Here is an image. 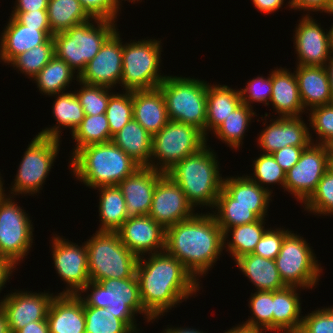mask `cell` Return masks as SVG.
I'll list each match as a JSON object with an SVG mask.
<instances>
[{
  "label": "cell",
  "mask_w": 333,
  "mask_h": 333,
  "mask_svg": "<svg viewBox=\"0 0 333 333\" xmlns=\"http://www.w3.org/2000/svg\"><path fill=\"white\" fill-rule=\"evenodd\" d=\"M136 276L144 309L155 320L196 296L202 288L184 265L166 251L138 257Z\"/></svg>",
  "instance_id": "6da1fadb"
},
{
  "label": "cell",
  "mask_w": 333,
  "mask_h": 333,
  "mask_svg": "<svg viewBox=\"0 0 333 333\" xmlns=\"http://www.w3.org/2000/svg\"><path fill=\"white\" fill-rule=\"evenodd\" d=\"M198 212L166 228L165 238V251L177 258L197 281L212 270L224 250L223 231L214 215L211 211Z\"/></svg>",
  "instance_id": "7a4b0ae2"
},
{
  "label": "cell",
  "mask_w": 333,
  "mask_h": 333,
  "mask_svg": "<svg viewBox=\"0 0 333 333\" xmlns=\"http://www.w3.org/2000/svg\"><path fill=\"white\" fill-rule=\"evenodd\" d=\"M69 159L71 175L91 189L118 185L141 167L112 141L85 146Z\"/></svg>",
  "instance_id": "3957f363"
},
{
  "label": "cell",
  "mask_w": 333,
  "mask_h": 333,
  "mask_svg": "<svg viewBox=\"0 0 333 333\" xmlns=\"http://www.w3.org/2000/svg\"><path fill=\"white\" fill-rule=\"evenodd\" d=\"M214 149L206 144L196 153L177 162L166 174L183 190L194 207L205 206L214 210L217 197L223 187L220 162Z\"/></svg>",
  "instance_id": "277c9868"
},
{
  "label": "cell",
  "mask_w": 333,
  "mask_h": 333,
  "mask_svg": "<svg viewBox=\"0 0 333 333\" xmlns=\"http://www.w3.org/2000/svg\"><path fill=\"white\" fill-rule=\"evenodd\" d=\"M78 295L83 301V306L106 308L115 317L121 319L134 333H140L139 324L135 319L138 314H142L145 318L143 320L147 323L155 321L144 309L141 302L136 273L131 278L126 279L89 281Z\"/></svg>",
  "instance_id": "5b68a950"
},
{
  "label": "cell",
  "mask_w": 333,
  "mask_h": 333,
  "mask_svg": "<svg viewBox=\"0 0 333 333\" xmlns=\"http://www.w3.org/2000/svg\"><path fill=\"white\" fill-rule=\"evenodd\" d=\"M116 22L92 18L64 32L55 33L54 56L64 60L79 76L104 42L118 29Z\"/></svg>",
  "instance_id": "8992f818"
},
{
  "label": "cell",
  "mask_w": 333,
  "mask_h": 333,
  "mask_svg": "<svg viewBox=\"0 0 333 333\" xmlns=\"http://www.w3.org/2000/svg\"><path fill=\"white\" fill-rule=\"evenodd\" d=\"M208 82L167 75L158 86L165 98L169 120L190 124L205 136Z\"/></svg>",
  "instance_id": "52a82bcc"
},
{
  "label": "cell",
  "mask_w": 333,
  "mask_h": 333,
  "mask_svg": "<svg viewBox=\"0 0 333 333\" xmlns=\"http://www.w3.org/2000/svg\"><path fill=\"white\" fill-rule=\"evenodd\" d=\"M85 244L90 281L126 279L136 273L138 257L120 241L117 232L96 231Z\"/></svg>",
  "instance_id": "ba28073f"
},
{
  "label": "cell",
  "mask_w": 333,
  "mask_h": 333,
  "mask_svg": "<svg viewBox=\"0 0 333 333\" xmlns=\"http://www.w3.org/2000/svg\"><path fill=\"white\" fill-rule=\"evenodd\" d=\"M162 39L131 40L124 43L122 56V90H150L157 88L167 77L160 70ZM162 74V75H161Z\"/></svg>",
  "instance_id": "9c48e42d"
},
{
  "label": "cell",
  "mask_w": 333,
  "mask_h": 333,
  "mask_svg": "<svg viewBox=\"0 0 333 333\" xmlns=\"http://www.w3.org/2000/svg\"><path fill=\"white\" fill-rule=\"evenodd\" d=\"M60 144L61 139L36 134L24 152L10 190L5 194H9L8 196L39 194L56 162Z\"/></svg>",
  "instance_id": "30bf717a"
},
{
  "label": "cell",
  "mask_w": 333,
  "mask_h": 333,
  "mask_svg": "<svg viewBox=\"0 0 333 333\" xmlns=\"http://www.w3.org/2000/svg\"><path fill=\"white\" fill-rule=\"evenodd\" d=\"M206 144L207 138L197 127L169 120L152 136L151 168L167 173L177 162L196 153Z\"/></svg>",
  "instance_id": "8fae6325"
},
{
  "label": "cell",
  "mask_w": 333,
  "mask_h": 333,
  "mask_svg": "<svg viewBox=\"0 0 333 333\" xmlns=\"http://www.w3.org/2000/svg\"><path fill=\"white\" fill-rule=\"evenodd\" d=\"M310 245L294 231L290 230L284 236L280 252L274 260L281 279L287 286L312 290L319 285L323 269Z\"/></svg>",
  "instance_id": "7c38bea8"
},
{
  "label": "cell",
  "mask_w": 333,
  "mask_h": 333,
  "mask_svg": "<svg viewBox=\"0 0 333 333\" xmlns=\"http://www.w3.org/2000/svg\"><path fill=\"white\" fill-rule=\"evenodd\" d=\"M14 198L5 194L0 199V256L19 266L34 243V227L29 214Z\"/></svg>",
  "instance_id": "4fadbf2b"
},
{
  "label": "cell",
  "mask_w": 333,
  "mask_h": 333,
  "mask_svg": "<svg viewBox=\"0 0 333 333\" xmlns=\"http://www.w3.org/2000/svg\"><path fill=\"white\" fill-rule=\"evenodd\" d=\"M329 168L326 146L310 143L302 151L299 161L286 172L284 191L303 205L315 192L319 181Z\"/></svg>",
  "instance_id": "5bb4252c"
},
{
  "label": "cell",
  "mask_w": 333,
  "mask_h": 333,
  "mask_svg": "<svg viewBox=\"0 0 333 333\" xmlns=\"http://www.w3.org/2000/svg\"><path fill=\"white\" fill-rule=\"evenodd\" d=\"M53 235L52 260L60 280L66 284L59 294H78L90 281L86 244L78 245L58 234Z\"/></svg>",
  "instance_id": "9a60e30c"
},
{
  "label": "cell",
  "mask_w": 333,
  "mask_h": 333,
  "mask_svg": "<svg viewBox=\"0 0 333 333\" xmlns=\"http://www.w3.org/2000/svg\"><path fill=\"white\" fill-rule=\"evenodd\" d=\"M55 294L15 289L0 298V309L4 312L10 333H16L29 322L47 319L48 310Z\"/></svg>",
  "instance_id": "2e32d148"
},
{
  "label": "cell",
  "mask_w": 333,
  "mask_h": 333,
  "mask_svg": "<svg viewBox=\"0 0 333 333\" xmlns=\"http://www.w3.org/2000/svg\"><path fill=\"white\" fill-rule=\"evenodd\" d=\"M195 211L180 186L163 173L155 187L149 216L166 229L192 218L197 213Z\"/></svg>",
  "instance_id": "e0dca14e"
},
{
  "label": "cell",
  "mask_w": 333,
  "mask_h": 333,
  "mask_svg": "<svg viewBox=\"0 0 333 333\" xmlns=\"http://www.w3.org/2000/svg\"><path fill=\"white\" fill-rule=\"evenodd\" d=\"M264 116L261 120L265 119L263 124L265 128L259 132L256 141L257 147L262 149L261 153L272 154L286 146L307 147L311 143L313 132L303 120V116L302 118L276 116L275 119H270L269 125L266 119L268 114Z\"/></svg>",
  "instance_id": "ac0fdd59"
},
{
  "label": "cell",
  "mask_w": 333,
  "mask_h": 333,
  "mask_svg": "<svg viewBox=\"0 0 333 333\" xmlns=\"http://www.w3.org/2000/svg\"><path fill=\"white\" fill-rule=\"evenodd\" d=\"M117 29L101 46L98 54L86 64L79 81L88 85L112 88L122 79L123 41Z\"/></svg>",
  "instance_id": "d6986e66"
},
{
  "label": "cell",
  "mask_w": 333,
  "mask_h": 333,
  "mask_svg": "<svg viewBox=\"0 0 333 333\" xmlns=\"http://www.w3.org/2000/svg\"><path fill=\"white\" fill-rule=\"evenodd\" d=\"M310 15H302L294 30L293 46L297 54L296 65L323 66L330 58L328 29Z\"/></svg>",
  "instance_id": "ffe728a7"
},
{
  "label": "cell",
  "mask_w": 333,
  "mask_h": 333,
  "mask_svg": "<svg viewBox=\"0 0 333 333\" xmlns=\"http://www.w3.org/2000/svg\"><path fill=\"white\" fill-rule=\"evenodd\" d=\"M116 232L137 257L165 251L166 229L149 215L129 217Z\"/></svg>",
  "instance_id": "44dd1931"
},
{
  "label": "cell",
  "mask_w": 333,
  "mask_h": 333,
  "mask_svg": "<svg viewBox=\"0 0 333 333\" xmlns=\"http://www.w3.org/2000/svg\"><path fill=\"white\" fill-rule=\"evenodd\" d=\"M162 174L151 167H140L117 185L124 196L128 217L149 215L155 187Z\"/></svg>",
  "instance_id": "7402d4cb"
},
{
  "label": "cell",
  "mask_w": 333,
  "mask_h": 333,
  "mask_svg": "<svg viewBox=\"0 0 333 333\" xmlns=\"http://www.w3.org/2000/svg\"><path fill=\"white\" fill-rule=\"evenodd\" d=\"M0 36V62L9 65L18 55L53 37L50 28H32L9 16Z\"/></svg>",
  "instance_id": "603a6c76"
},
{
  "label": "cell",
  "mask_w": 333,
  "mask_h": 333,
  "mask_svg": "<svg viewBox=\"0 0 333 333\" xmlns=\"http://www.w3.org/2000/svg\"><path fill=\"white\" fill-rule=\"evenodd\" d=\"M49 333H85L83 301L78 294L57 293L48 310Z\"/></svg>",
  "instance_id": "cb8c5ba5"
},
{
  "label": "cell",
  "mask_w": 333,
  "mask_h": 333,
  "mask_svg": "<svg viewBox=\"0 0 333 333\" xmlns=\"http://www.w3.org/2000/svg\"><path fill=\"white\" fill-rule=\"evenodd\" d=\"M269 104L279 117H302V114L306 113L295 72L292 73L289 68L281 66L272 70V93Z\"/></svg>",
  "instance_id": "d4e9b609"
},
{
  "label": "cell",
  "mask_w": 333,
  "mask_h": 333,
  "mask_svg": "<svg viewBox=\"0 0 333 333\" xmlns=\"http://www.w3.org/2000/svg\"><path fill=\"white\" fill-rule=\"evenodd\" d=\"M133 119L152 136L169 122L165 98L159 87L133 91Z\"/></svg>",
  "instance_id": "484cf974"
},
{
  "label": "cell",
  "mask_w": 333,
  "mask_h": 333,
  "mask_svg": "<svg viewBox=\"0 0 333 333\" xmlns=\"http://www.w3.org/2000/svg\"><path fill=\"white\" fill-rule=\"evenodd\" d=\"M295 67L300 98L306 112L314 107L333 103L325 67L300 65Z\"/></svg>",
  "instance_id": "4316f807"
},
{
  "label": "cell",
  "mask_w": 333,
  "mask_h": 333,
  "mask_svg": "<svg viewBox=\"0 0 333 333\" xmlns=\"http://www.w3.org/2000/svg\"><path fill=\"white\" fill-rule=\"evenodd\" d=\"M302 289L296 286H287L281 290L273 291L272 331H277L276 333L299 332L303 312L298 292Z\"/></svg>",
  "instance_id": "83f0119b"
},
{
  "label": "cell",
  "mask_w": 333,
  "mask_h": 333,
  "mask_svg": "<svg viewBox=\"0 0 333 333\" xmlns=\"http://www.w3.org/2000/svg\"><path fill=\"white\" fill-rule=\"evenodd\" d=\"M234 262L240 272L255 286V291L273 292L287 287L281 279L275 260L250 253L239 257Z\"/></svg>",
  "instance_id": "f1b7e54d"
},
{
  "label": "cell",
  "mask_w": 333,
  "mask_h": 333,
  "mask_svg": "<svg viewBox=\"0 0 333 333\" xmlns=\"http://www.w3.org/2000/svg\"><path fill=\"white\" fill-rule=\"evenodd\" d=\"M51 96L55 98L52 103V114L56 123L51 127H45L37 135L60 140L63 132L61 130L69 128L72 134L83 121L85 113L74 91Z\"/></svg>",
  "instance_id": "f546056e"
},
{
  "label": "cell",
  "mask_w": 333,
  "mask_h": 333,
  "mask_svg": "<svg viewBox=\"0 0 333 333\" xmlns=\"http://www.w3.org/2000/svg\"><path fill=\"white\" fill-rule=\"evenodd\" d=\"M242 100L239 89L228 85L208 84L205 137L212 132L233 112Z\"/></svg>",
  "instance_id": "4dcf8cb0"
},
{
  "label": "cell",
  "mask_w": 333,
  "mask_h": 333,
  "mask_svg": "<svg viewBox=\"0 0 333 333\" xmlns=\"http://www.w3.org/2000/svg\"><path fill=\"white\" fill-rule=\"evenodd\" d=\"M141 167H151L152 135L130 120L111 140Z\"/></svg>",
  "instance_id": "1f68e13d"
},
{
  "label": "cell",
  "mask_w": 333,
  "mask_h": 333,
  "mask_svg": "<svg viewBox=\"0 0 333 333\" xmlns=\"http://www.w3.org/2000/svg\"><path fill=\"white\" fill-rule=\"evenodd\" d=\"M215 210H211L217 220V224L224 232L226 229L252 223L259 219L267 218L268 207H248L232 205V197L222 188L215 204Z\"/></svg>",
  "instance_id": "d6a6232c"
},
{
  "label": "cell",
  "mask_w": 333,
  "mask_h": 333,
  "mask_svg": "<svg viewBox=\"0 0 333 333\" xmlns=\"http://www.w3.org/2000/svg\"><path fill=\"white\" fill-rule=\"evenodd\" d=\"M99 191V222L96 231L116 232L129 218L124 196L117 185L101 186Z\"/></svg>",
  "instance_id": "836d02e7"
},
{
  "label": "cell",
  "mask_w": 333,
  "mask_h": 333,
  "mask_svg": "<svg viewBox=\"0 0 333 333\" xmlns=\"http://www.w3.org/2000/svg\"><path fill=\"white\" fill-rule=\"evenodd\" d=\"M265 221L266 218L259 219L252 223L228 228L223 232L224 249L230 256L232 255L234 261L243 255L253 253L256 244L268 229L265 228Z\"/></svg>",
  "instance_id": "e575fe53"
},
{
  "label": "cell",
  "mask_w": 333,
  "mask_h": 333,
  "mask_svg": "<svg viewBox=\"0 0 333 333\" xmlns=\"http://www.w3.org/2000/svg\"><path fill=\"white\" fill-rule=\"evenodd\" d=\"M222 188L232 197V205L269 207L272 196L274 197L245 174L240 177L226 176L223 178Z\"/></svg>",
  "instance_id": "d590c367"
},
{
  "label": "cell",
  "mask_w": 333,
  "mask_h": 333,
  "mask_svg": "<svg viewBox=\"0 0 333 333\" xmlns=\"http://www.w3.org/2000/svg\"><path fill=\"white\" fill-rule=\"evenodd\" d=\"M32 80L42 95L51 97L65 92L79 76L64 60L54 56Z\"/></svg>",
  "instance_id": "8d00e7d4"
},
{
  "label": "cell",
  "mask_w": 333,
  "mask_h": 333,
  "mask_svg": "<svg viewBox=\"0 0 333 333\" xmlns=\"http://www.w3.org/2000/svg\"><path fill=\"white\" fill-rule=\"evenodd\" d=\"M254 116L257 117L253 108L242 103L212 133L227 147L240 150Z\"/></svg>",
  "instance_id": "74e56055"
},
{
  "label": "cell",
  "mask_w": 333,
  "mask_h": 333,
  "mask_svg": "<svg viewBox=\"0 0 333 333\" xmlns=\"http://www.w3.org/2000/svg\"><path fill=\"white\" fill-rule=\"evenodd\" d=\"M47 15L53 34L92 19L79 0H48Z\"/></svg>",
  "instance_id": "f35d334b"
},
{
  "label": "cell",
  "mask_w": 333,
  "mask_h": 333,
  "mask_svg": "<svg viewBox=\"0 0 333 333\" xmlns=\"http://www.w3.org/2000/svg\"><path fill=\"white\" fill-rule=\"evenodd\" d=\"M75 147L71 157L81 148L111 141V133L106 114L85 115L81 124L71 134Z\"/></svg>",
  "instance_id": "ab89813d"
},
{
  "label": "cell",
  "mask_w": 333,
  "mask_h": 333,
  "mask_svg": "<svg viewBox=\"0 0 333 333\" xmlns=\"http://www.w3.org/2000/svg\"><path fill=\"white\" fill-rule=\"evenodd\" d=\"M53 57V37H49L43 44L18 55L9 65L32 81Z\"/></svg>",
  "instance_id": "60d3db41"
},
{
  "label": "cell",
  "mask_w": 333,
  "mask_h": 333,
  "mask_svg": "<svg viewBox=\"0 0 333 333\" xmlns=\"http://www.w3.org/2000/svg\"><path fill=\"white\" fill-rule=\"evenodd\" d=\"M250 297L248 306L251 316L240 325L263 332L272 331L273 292L256 291Z\"/></svg>",
  "instance_id": "b9f144b4"
},
{
  "label": "cell",
  "mask_w": 333,
  "mask_h": 333,
  "mask_svg": "<svg viewBox=\"0 0 333 333\" xmlns=\"http://www.w3.org/2000/svg\"><path fill=\"white\" fill-rule=\"evenodd\" d=\"M259 155L253 160V173L246 175L271 194L273 193L270 188L273 187L272 184L280 185L284 189L286 172L279 166L272 154L262 153Z\"/></svg>",
  "instance_id": "7bdbcfd3"
},
{
  "label": "cell",
  "mask_w": 333,
  "mask_h": 333,
  "mask_svg": "<svg viewBox=\"0 0 333 333\" xmlns=\"http://www.w3.org/2000/svg\"><path fill=\"white\" fill-rule=\"evenodd\" d=\"M85 333H134L106 308L84 306Z\"/></svg>",
  "instance_id": "ee69618b"
},
{
  "label": "cell",
  "mask_w": 333,
  "mask_h": 333,
  "mask_svg": "<svg viewBox=\"0 0 333 333\" xmlns=\"http://www.w3.org/2000/svg\"><path fill=\"white\" fill-rule=\"evenodd\" d=\"M123 92V93H122ZM113 92L110 95L106 117L112 137L133 119V91Z\"/></svg>",
  "instance_id": "f6af8a7d"
},
{
  "label": "cell",
  "mask_w": 333,
  "mask_h": 333,
  "mask_svg": "<svg viewBox=\"0 0 333 333\" xmlns=\"http://www.w3.org/2000/svg\"><path fill=\"white\" fill-rule=\"evenodd\" d=\"M315 216L333 215V170L329 168L319 181L317 189L302 206Z\"/></svg>",
  "instance_id": "bcb514c9"
},
{
  "label": "cell",
  "mask_w": 333,
  "mask_h": 333,
  "mask_svg": "<svg viewBox=\"0 0 333 333\" xmlns=\"http://www.w3.org/2000/svg\"><path fill=\"white\" fill-rule=\"evenodd\" d=\"M79 90L75 94L83 108L85 115H99L106 112L112 88L98 85H88L81 81ZM111 91V92H110Z\"/></svg>",
  "instance_id": "7dc6e473"
},
{
  "label": "cell",
  "mask_w": 333,
  "mask_h": 333,
  "mask_svg": "<svg viewBox=\"0 0 333 333\" xmlns=\"http://www.w3.org/2000/svg\"><path fill=\"white\" fill-rule=\"evenodd\" d=\"M309 112V127L318 135L316 140L311 139V143L325 145L333 139V103L314 107Z\"/></svg>",
  "instance_id": "c3c4849f"
},
{
  "label": "cell",
  "mask_w": 333,
  "mask_h": 333,
  "mask_svg": "<svg viewBox=\"0 0 333 333\" xmlns=\"http://www.w3.org/2000/svg\"><path fill=\"white\" fill-rule=\"evenodd\" d=\"M268 75L266 78L262 75L256 76L246 83V87H240V98L243 104L251 108H254L252 106L254 103H263L269 106L272 93V71Z\"/></svg>",
  "instance_id": "681fc988"
},
{
  "label": "cell",
  "mask_w": 333,
  "mask_h": 333,
  "mask_svg": "<svg viewBox=\"0 0 333 333\" xmlns=\"http://www.w3.org/2000/svg\"><path fill=\"white\" fill-rule=\"evenodd\" d=\"M316 309L303 316L298 333H333V305Z\"/></svg>",
  "instance_id": "f907efd6"
},
{
  "label": "cell",
  "mask_w": 333,
  "mask_h": 333,
  "mask_svg": "<svg viewBox=\"0 0 333 333\" xmlns=\"http://www.w3.org/2000/svg\"><path fill=\"white\" fill-rule=\"evenodd\" d=\"M268 228L256 244L252 254L274 260L279 254L284 236L289 232L285 227Z\"/></svg>",
  "instance_id": "816d5d0a"
},
{
  "label": "cell",
  "mask_w": 333,
  "mask_h": 333,
  "mask_svg": "<svg viewBox=\"0 0 333 333\" xmlns=\"http://www.w3.org/2000/svg\"><path fill=\"white\" fill-rule=\"evenodd\" d=\"M92 18L117 21L121 13V3L118 0H79ZM119 12V13H118Z\"/></svg>",
  "instance_id": "f5cc1de1"
},
{
  "label": "cell",
  "mask_w": 333,
  "mask_h": 333,
  "mask_svg": "<svg viewBox=\"0 0 333 333\" xmlns=\"http://www.w3.org/2000/svg\"><path fill=\"white\" fill-rule=\"evenodd\" d=\"M10 16L14 17L19 23L26 25L27 27L50 28L47 9L28 12H12Z\"/></svg>",
  "instance_id": "db71d44e"
},
{
  "label": "cell",
  "mask_w": 333,
  "mask_h": 333,
  "mask_svg": "<svg viewBox=\"0 0 333 333\" xmlns=\"http://www.w3.org/2000/svg\"><path fill=\"white\" fill-rule=\"evenodd\" d=\"M306 147L286 146L274 153L272 156L282 169L289 171L298 161L302 151Z\"/></svg>",
  "instance_id": "11a10c76"
},
{
  "label": "cell",
  "mask_w": 333,
  "mask_h": 333,
  "mask_svg": "<svg viewBox=\"0 0 333 333\" xmlns=\"http://www.w3.org/2000/svg\"><path fill=\"white\" fill-rule=\"evenodd\" d=\"M330 2L331 0H289L286 6L290 8L289 10H303V12L307 11L305 15H310L311 12L320 11V13H326L330 6Z\"/></svg>",
  "instance_id": "9f6ffc18"
},
{
  "label": "cell",
  "mask_w": 333,
  "mask_h": 333,
  "mask_svg": "<svg viewBox=\"0 0 333 333\" xmlns=\"http://www.w3.org/2000/svg\"><path fill=\"white\" fill-rule=\"evenodd\" d=\"M15 6L11 12H28L47 9L48 0H15Z\"/></svg>",
  "instance_id": "6f0895ef"
},
{
  "label": "cell",
  "mask_w": 333,
  "mask_h": 333,
  "mask_svg": "<svg viewBox=\"0 0 333 333\" xmlns=\"http://www.w3.org/2000/svg\"><path fill=\"white\" fill-rule=\"evenodd\" d=\"M17 268L9 258L0 256V293L5 288V284L10 281L14 270ZM8 280V281H7Z\"/></svg>",
  "instance_id": "680465c9"
},
{
  "label": "cell",
  "mask_w": 333,
  "mask_h": 333,
  "mask_svg": "<svg viewBox=\"0 0 333 333\" xmlns=\"http://www.w3.org/2000/svg\"><path fill=\"white\" fill-rule=\"evenodd\" d=\"M255 9L263 14H271L278 11L285 4V0H251Z\"/></svg>",
  "instance_id": "91938a15"
},
{
  "label": "cell",
  "mask_w": 333,
  "mask_h": 333,
  "mask_svg": "<svg viewBox=\"0 0 333 333\" xmlns=\"http://www.w3.org/2000/svg\"><path fill=\"white\" fill-rule=\"evenodd\" d=\"M16 333H49L47 320L29 322Z\"/></svg>",
  "instance_id": "94428289"
},
{
  "label": "cell",
  "mask_w": 333,
  "mask_h": 333,
  "mask_svg": "<svg viewBox=\"0 0 333 333\" xmlns=\"http://www.w3.org/2000/svg\"><path fill=\"white\" fill-rule=\"evenodd\" d=\"M167 325L166 329L164 328L162 331V333H204L201 330H197L195 328H189V327H173V326H169ZM173 327V328H172ZM206 333V332H205Z\"/></svg>",
  "instance_id": "6125c7cd"
},
{
  "label": "cell",
  "mask_w": 333,
  "mask_h": 333,
  "mask_svg": "<svg viewBox=\"0 0 333 333\" xmlns=\"http://www.w3.org/2000/svg\"><path fill=\"white\" fill-rule=\"evenodd\" d=\"M224 333H264V332L258 329L248 328L238 324L228 329L227 331L225 330Z\"/></svg>",
  "instance_id": "be15d7a7"
},
{
  "label": "cell",
  "mask_w": 333,
  "mask_h": 333,
  "mask_svg": "<svg viewBox=\"0 0 333 333\" xmlns=\"http://www.w3.org/2000/svg\"><path fill=\"white\" fill-rule=\"evenodd\" d=\"M325 68L328 73L330 92H331V96L333 99V56H330L329 60L327 61L326 65H325Z\"/></svg>",
  "instance_id": "e7e4bbea"
},
{
  "label": "cell",
  "mask_w": 333,
  "mask_h": 333,
  "mask_svg": "<svg viewBox=\"0 0 333 333\" xmlns=\"http://www.w3.org/2000/svg\"><path fill=\"white\" fill-rule=\"evenodd\" d=\"M0 333H10L7 318L4 312L0 309Z\"/></svg>",
  "instance_id": "03108f58"
},
{
  "label": "cell",
  "mask_w": 333,
  "mask_h": 333,
  "mask_svg": "<svg viewBox=\"0 0 333 333\" xmlns=\"http://www.w3.org/2000/svg\"><path fill=\"white\" fill-rule=\"evenodd\" d=\"M329 28H330L328 31L329 51H330V56H333V23Z\"/></svg>",
  "instance_id": "003e7915"
},
{
  "label": "cell",
  "mask_w": 333,
  "mask_h": 333,
  "mask_svg": "<svg viewBox=\"0 0 333 333\" xmlns=\"http://www.w3.org/2000/svg\"><path fill=\"white\" fill-rule=\"evenodd\" d=\"M325 146L328 152V157L333 158V139L329 140Z\"/></svg>",
  "instance_id": "a7ac6f4b"
},
{
  "label": "cell",
  "mask_w": 333,
  "mask_h": 333,
  "mask_svg": "<svg viewBox=\"0 0 333 333\" xmlns=\"http://www.w3.org/2000/svg\"><path fill=\"white\" fill-rule=\"evenodd\" d=\"M4 179L1 177V173H0V199L5 195V187H3L4 183H3Z\"/></svg>",
  "instance_id": "89a4df30"
},
{
  "label": "cell",
  "mask_w": 333,
  "mask_h": 333,
  "mask_svg": "<svg viewBox=\"0 0 333 333\" xmlns=\"http://www.w3.org/2000/svg\"><path fill=\"white\" fill-rule=\"evenodd\" d=\"M327 14H330V16H333V0L330 2V6L326 12Z\"/></svg>",
  "instance_id": "2644e50d"
},
{
  "label": "cell",
  "mask_w": 333,
  "mask_h": 333,
  "mask_svg": "<svg viewBox=\"0 0 333 333\" xmlns=\"http://www.w3.org/2000/svg\"><path fill=\"white\" fill-rule=\"evenodd\" d=\"M118 1H119L120 3H122L123 0H118ZM125 1H127V2H129V3L131 2V3L134 4L135 2L138 3V1H140V0H124V2H125ZM140 2H142V0H141Z\"/></svg>",
  "instance_id": "8c879c8a"
},
{
  "label": "cell",
  "mask_w": 333,
  "mask_h": 333,
  "mask_svg": "<svg viewBox=\"0 0 333 333\" xmlns=\"http://www.w3.org/2000/svg\"><path fill=\"white\" fill-rule=\"evenodd\" d=\"M330 161V168L333 170V158H329Z\"/></svg>",
  "instance_id": "753ad0ef"
}]
</instances>
